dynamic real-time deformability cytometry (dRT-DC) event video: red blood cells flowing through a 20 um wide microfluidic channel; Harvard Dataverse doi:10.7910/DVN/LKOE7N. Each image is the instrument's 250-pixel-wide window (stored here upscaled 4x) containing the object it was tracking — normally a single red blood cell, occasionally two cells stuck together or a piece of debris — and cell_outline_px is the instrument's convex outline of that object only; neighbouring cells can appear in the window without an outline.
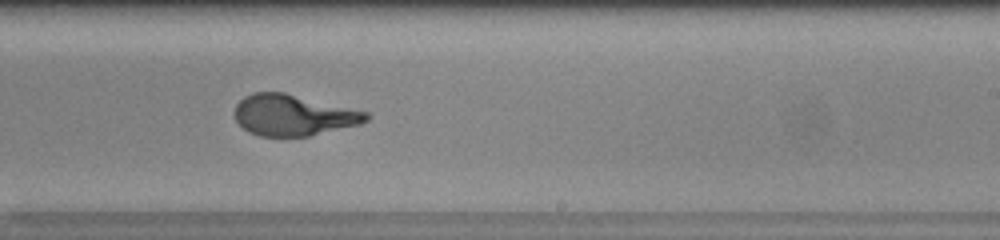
{"species": "human", "species_latin": "Homo sapiens", "temperature_condition": "warm", "stored_images_in_passage": 42, "camera_frame_rate_fps": 3000, "um_per_image_px": 0.085, "donor": {"sex": "female"}, "frame": {"image": 1, "passage_image": 24, "time_ms": 7.667, "image_size_px": [1000, 240], "cell_outline_px": [[368, 120], [360, 124], [308, 136], [260, 136], [248, 132], [236, 120], [232, 112], [236, 104], [244, 96], [252, 92], [284, 92], [368, 112]], "centroid_in_image_um": [24.88, 9.78], "position_along_channel_um": 264.1, "area_um2": 31.44}}